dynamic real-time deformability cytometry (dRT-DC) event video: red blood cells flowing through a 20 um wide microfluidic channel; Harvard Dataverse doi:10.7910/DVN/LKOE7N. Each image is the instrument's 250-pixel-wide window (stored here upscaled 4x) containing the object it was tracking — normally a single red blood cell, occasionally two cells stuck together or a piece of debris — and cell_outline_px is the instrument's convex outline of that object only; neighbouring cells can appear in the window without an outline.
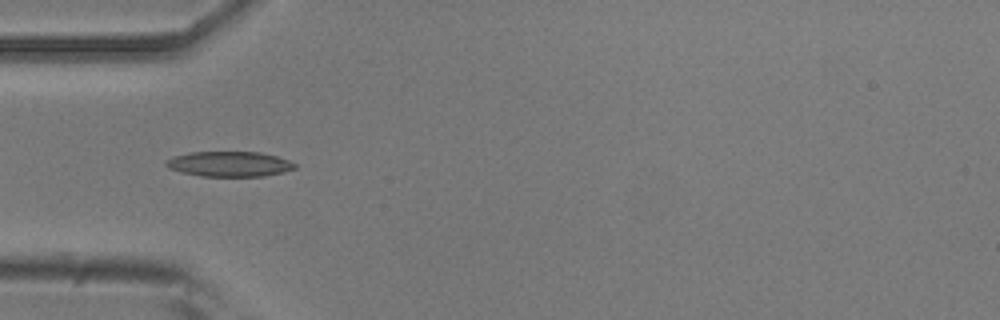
{"species": "common noctule bat (a hibernating species)", "species_latin": "Nyctalus noctula", "temperature_condition": "room temperature", "stored_images_in_passage": 28, "camera_frame_rate_fps": 3000, "um_per_image_px": 0.085, "animal": {"sex": "male", "body_mass_g": 20.5, "forearm_length_mm": 52.5}, "frame": {"image": 1, "passage_image": 1, "time_ms": 0.0, "image_size_px": [1000, 320], "cell_outline_px": [[296, 168], [264, 176], [200, 176], [180, 172], [168, 168], [164, 164], [164, 160], [172, 156], [188, 152], [260, 152], [276, 156], [288, 160], [296, 164]], "centroid_in_image_um": [19.42, 13.93], "position_along_channel_um": 65.6, "area_um2": 18.96}}
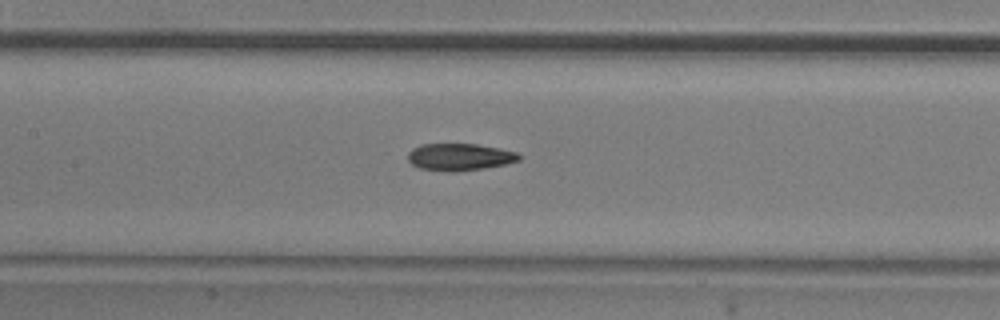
{"frame": {"image": 2, "passage_image": 9, "time_ms": 2.667, "image_size_px": [1000, 320], "cell_outline_px": [[520, 160], [504, 164], [484, 168], [452, 172], [444, 172], [420, 168], [412, 164], [408, 160], [408, 152], [412, 148], [420, 144], [476, 144], [500, 148], [516, 152], [520, 156]], "centroid_in_image_um": [39.03, 13.34], "position_along_channel_um": 168.4, "area_um2": 17.57}}
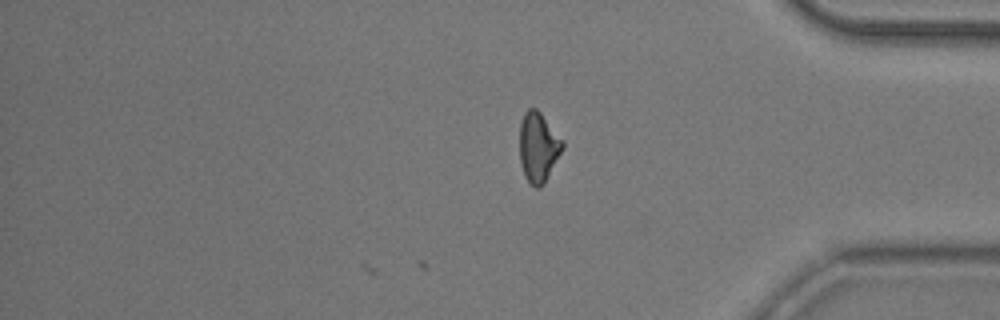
{"frame": {"image": 3, "passage_image": 28, "time_ms": 9.0, "image_size_px": [1000, 320], "cell_outline_px": [[564, 148], [544, 184], [540, 188], [536, 188], [524, 176], [520, 164], [520, 124], [524, 112], [528, 108], [536, 108], [540, 112], [564, 140]], "centroid_in_image_um": [45.77, 12.5], "position_along_channel_um": 389.4, "area_um2": 17.63}, "authors_computed_cell_mechanics": {"area_um2": 17.5712, "velocity_mm_per_s": 3.8199, "shape_relaxation_time_tau1_ms": null, "shape_relaxation_time_tau2_ms": 3.4486, "deformation_change_tau1": null, "deformation_change_tau2": 0.1103}}